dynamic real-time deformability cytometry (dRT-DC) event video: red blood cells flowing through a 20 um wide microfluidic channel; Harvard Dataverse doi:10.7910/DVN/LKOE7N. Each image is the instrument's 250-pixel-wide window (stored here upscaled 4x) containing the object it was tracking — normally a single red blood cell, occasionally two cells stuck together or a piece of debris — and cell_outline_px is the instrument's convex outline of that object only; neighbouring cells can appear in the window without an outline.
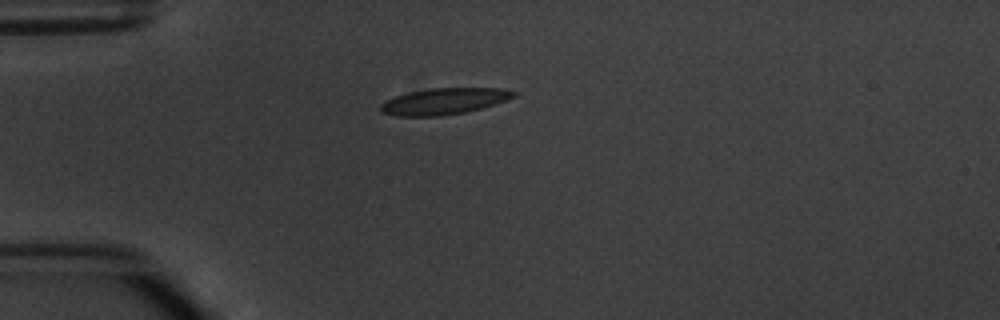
{"species": "common noctule bat (a hibernating species)", "species_latin": "Nyctalus noctula", "temperature_condition": "warm", "stored_images_in_passage": 4, "camera_frame_rate_fps": 3000, "um_per_image_px": 0.085, "animal": {"sex": "male", "body_mass_g": 20.1, "forearm_length_mm": 53.5}, "frame": {"image": 1, "passage_image": 1, "time_ms": 0.0, "image_size_px": [1000, 320], "cell_outline_px": [[516, 96], [496, 104], [464, 112], [440, 116], [396, 116], [380, 112], [380, 104], [384, 100], [408, 92], [428, 88], [500, 88], [516, 92]], "centroid_in_image_um": [37.7, 8.6], "position_along_channel_um": 47.3, "area_um2": 20.46}}
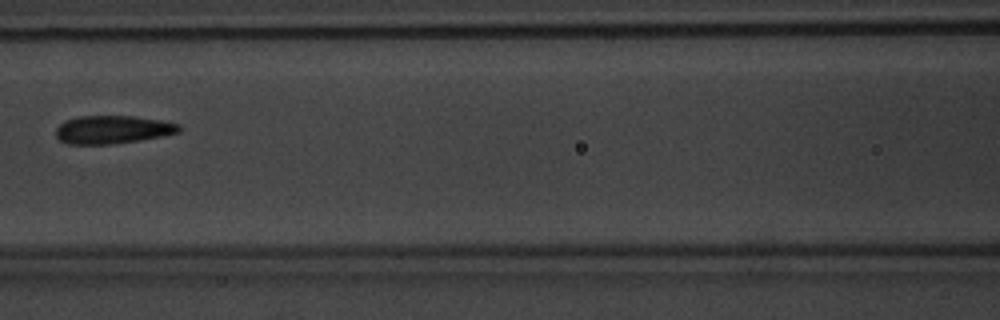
{"frame": {"image": 2, "passage_image": 4, "time_ms": 3.333, "image_size_px": [1000, 320], "cell_outline_px": [[180, 132], [160, 136], [112, 144], [68, 144], [60, 140], [56, 136], [56, 128], [64, 120], [80, 116], [132, 116], [160, 120], [180, 124]], "centroid_in_image_um": [9.54, 11.01], "position_along_channel_um": 157.1, "area_um2": 20.0}}